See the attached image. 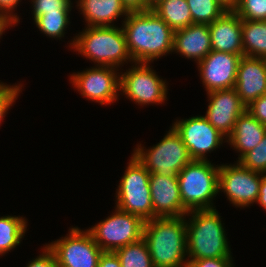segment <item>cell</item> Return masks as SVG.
I'll list each match as a JSON object with an SVG mask.
<instances>
[{
    "label": "cell",
    "instance_id": "1",
    "mask_svg": "<svg viewBox=\"0 0 266 267\" xmlns=\"http://www.w3.org/2000/svg\"><path fill=\"white\" fill-rule=\"evenodd\" d=\"M135 63H149L173 51L174 31L153 10L130 12L122 23Z\"/></svg>",
    "mask_w": 266,
    "mask_h": 267
},
{
    "label": "cell",
    "instance_id": "2",
    "mask_svg": "<svg viewBox=\"0 0 266 267\" xmlns=\"http://www.w3.org/2000/svg\"><path fill=\"white\" fill-rule=\"evenodd\" d=\"M143 239L154 267L188 265L185 216L155 217L145 221Z\"/></svg>",
    "mask_w": 266,
    "mask_h": 267
},
{
    "label": "cell",
    "instance_id": "3",
    "mask_svg": "<svg viewBox=\"0 0 266 267\" xmlns=\"http://www.w3.org/2000/svg\"><path fill=\"white\" fill-rule=\"evenodd\" d=\"M187 232V258H232L226 229L216 208L192 210L185 217Z\"/></svg>",
    "mask_w": 266,
    "mask_h": 267
},
{
    "label": "cell",
    "instance_id": "4",
    "mask_svg": "<svg viewBox=\"0 0 266 267\" xmlns=\"http://www.w3.org/2000/svg\"><path fill=\"white\" fill-rule=\"evenodd\" d=\"M71 40L69 48L93 61L95 66L118 69L125 63H134L127 48L122 26H86Z\"/></svg>",
    "mask_w": 266,
    "mask_h": 267
},
{
    "label": "cell",
    "instance_id": "5",
    "mask_svg": "<svg viewBox=\"0 0 266 267\" xmlns=\"http://www.w3.org/2000/svg\"><path fill=\"white\" fill-rule=\"evenodd\" d=\"M210 160H192L178 174L183 206L188 210L214 209L213 199L219 194V165Z\"/></svg>",
    "mask_w": 266,
    "mask_h": 267
},
{
    "label": "cell",
    "instance_id": "6",
    "mask_svg": "<svg viewBox=\"0 0 266 267\" xmlns=\"http://www.w3.org/2000/svg\"><path fill=\"white\" fill-rule=\"evenodd\" d=\"M116 189L115 207L139 216L143 221L154 218L150 194V172L132 154Z\"/></svg>",
    "mask_w": 266,
    "mask_h": 267
},
{
    "label": "cell",
    "instance_id": "7",
    "mask_svg": "<svg viewBox=\"0 0 266 267\" xmlns=\"http://www.w3.org/2000/svg\"><path fill=\"white\" fill-rule=\"evenodd\" d=\"M169 128L159 143L148 149L137 144L133 150L132 154L150 173L177 176L193 160L180 135L172 126Z\"/></svg>",
    "mask_w": 266,
    "mask_h": 267
},
{
    "label": "cell",
    "instance_id": "8",
    "mask_svg": "<svg viewBox=\"0 0 266 267\" xmlns=\"http://www.w3.org/2000/svg\"><path fill=\"white\" fill-rule=\"evenodd\" d=\"M144 223L139 216L116 207L110 216L86 230L103 251L114 252L143 238Z\"/></svg>",
    "mask_w": 266,
    "mask_h": 267
},
{
    "label": "cell",
    "instance_id": "9",
    "mask_svg": "<svg viewBox=\"0 0 266 267\" xmlns=\"http://www.w3.org/2000/svg\"><path fill=\"white\" fill-rule=\"evenodd\" d=\"M120 74V93L135 104L159 105L167 99L166 80L160 78L149 63L134 62L131 68Z\"/></svg>",
    "mask_w": 266,
    "mask_h": 267
},
{
    "label": "cell",
    "instance_id": "10",
    "mask_svg": "<svg viewBox=\"0 0 266 267\" xmlns=\"http://www.w3.org/2000/svg\"><path fill=\"white\" fill-rule=\"evenodd\" d=\"M48 247L53 251L59 267H98L103 253L91 234L79 227L70 228L69 234L52 241Z\"/></svg>",
    "mask_w": 266,
    "mask_h": 267
},
{
    "label": "cell",
    "instance_id": "11",
    "mask_svg": "<svg viewBox=\"0 0 266 267\" xmlns=\"http://www.w3.org/2000/svg\"><path fill=\"white\" fill-rule=\"evenodd\" d=\"M265 174L244 167L239 161L219 165V193L224 192L230 204L245 208L256 204L260 183Z\"/></svg>",
    "mask_w": 266,
    "mask_h": 267
},
{
    "label": "cell",
    "instance_id": "12",
    "mask_svg": "<svg viewBox=\"0 0 266 267\" xmlns=\"http://www.w3.org/2000/svg\"><path fill=\"white\" fill-rule=\"evenodd\" d=\"M119 69L108 66H93L82 72L72 73V85L85 99L101 105H111L119 99Z\"/></svg>",
    "mask_w": 266,
    "mask_h": 267
},
{
    "label": "cell",
    "instance_id": "13",
    "mask_svg": "<svg viewBox=\"0 0 266 267\" xmlns=\"http://www.w3.org/2000/svg\"><path fill=\"white\" fill-rule=\"evenodd\" d=\"M172 127L180 135L193 160L207 161L208 153L227 142V138L215 129L203 115L176 120Z\"/></svg>",
    "mask_w": 266,
    "mask_h": 267
},
{
    "label": "cell",
    "instance_id": "14",
    "mask_svg": "<svg viewBox=\"0 0 266 267\" xmlns=\"http://www.w3.org/2000/svg\"><path fill=\"white\" fill-rule=\"evenodd\" d=\"M241 57V55L212 50L197 64L207 93L235 87Z\"/></svg>",
    "mask_w": 266,
    "mask_h": 267
},
{
    "label": "cell",
    "instance_id": "15",
    "mask_svg": "<svg viewBox=\"0 0 266 267\" xmlns=\"http://www.w3.org/2000/svg\"><path fill=\"white\" fill-rule=\"evenodd\" d=\"M209 105L206 115L208 122L228 138L235 127L237 118L246 111L235 88L215 90L207 93Z\"/></svg>",
    "mask_w": 266,
    "mask_h": 267
},
{
    "label": "cell",
    "instance_id": "16",
    "mask_svg": "<svg viewBox=\"0 0 266 267\" xmlns=\"http://www.w3.org/2000/svg\"><path fill=\"white\" fill-rule=\"evenodd\" d=\"M149 184L154 218L185 216L189 212L183 206L177 176L150 173Z\"/></svg>",
    "mask_w": 266,
    "mask_h": 267
},
{
    "label": "cell",
    "instance_id": "17",
    "mask_svg": "<svg viewBox=\"0 0 266 267\" xmlns=\"http://www.w3.org/2000/svg\"><path fill=\"white\" fill-rule=\"evenodd\" d=\"M234 88L246 107L264 95L266 93V59L242 56Z\"/></svg>",
    "mask_w": 266,
    "mask_h": 267
},
{
    "label": "cell",
    "instance_id": "18",
    "mask_svg": "<svg viewBox=\"0 0 266 267\" xmlns=\"http://www.w3.org/2000/svg\"><path fill=\"white\" fill-rule=\"evenodd\" d=\"M211 49L244 56L242 19L234 11H226L209 24Z\"/></svg>",
    "mask_w": 266,
    "mask_h": 267
},
{
    "label": "cell",
    "instance_id": "19",
    "mask_svg": "<svg viewBox=\"0 0 266 267\" xmlns=\"http://www.w3.org/2000/svg\"><path fill=\"white\" fill-rule=\"evenodd\" d=\"M211 51V36L208 24H191L174 31L172 52L190 60L194 59L198 64Z\"/></svg>",
    "mask_w": 266,
    "mask_h": 267
},
{
    "label": "cell",
    "instance_id": "20",
    "mask_svg": "<svg viewBox=\"0 0 266 267\" xmlns=\"http://www.w3.org/2000/svg\"><path fill=\"white\" fill-rule=\"evenodd\" d=\"M76 7L83 14L87 27L116 26L117 18L130 13L121 0H77ZM113 23V24H112Z\"/></svg>",
    "mask_w": 266,
    "mask_h": 267
},
{
    "label": "cell",
    "instance_id": "21",
    "mask_svg": "<svg viewBox=\"0 0 266 267\" xmlns=\"http://www.w3.org/2000/svg\"><path fill=\"white\" fill-rule=\"evenodd\" d=\"M266 133V126L260 123L247 110L235 122L232 134L227 138V143L239 152V161L247 152L253 150Z\"/></svg>",
    "mask_w": 266,
    "mask_h": 267
},
{
    "label": "cell",
    "instance_id": "22",
    "mask_svg": "<svg viewBox=\"0 0 266 267\" xmlns=\"http://www.w3.org/2000/svg\"><path fill=\"white\" fill-rule=\"evenodd\" d=\"M242 45L244 56L266 59V20L242 19Z\"/></svg>",
    "mask_w": 266,
    "mask_h": 267
},
{
    "label": "cell",
    "instance_id": "23",
    "mask_svg": "<svg viewBox=\"0 0 266 267\" xmlns=\"http://www.w3.org/2000/svg\"><path fill=\"white\" fill-rule=\"evenodd\" d=\"M173 30L193 24L186 0H163L152 9Z\"/></svg>",
    "mask_w": 266,
    "mask_h": 267
},
{
    "label": "cell",
    "instance_id": "24",
    "mask_svg": "<svg viewBox=\"0 0 266 267\" xmlns=\"http://www.w3.org/2000/svg\"><path fill=\"white\" fill-rule=\"evenodd\" d=\"M27 220L19 216H0V257L16 248L24 238Z\"/></svg>",
    "mask_w": 266,
    "mask_h": 267
},
{
    "label": "cell",
    "instance_id": "25",
    "mask_svg": "<svg viewBox=\"0 0 266 267\" xmlns=\"http://www.w3.org/2000/svg\"><path fill=\"white\" fill-rule=\"evenodd\" d=\"M121 267H154L148 246L143 238L114 251Z\"/></svg>",
    "mask_w": 266,
    "mask_h": 267
},
{
    "label": "cell",
    "instance_id": "26",
    "mask_svg": "<svg viewBox=\"0 0 266 267\" xmlns=\"http://www.w3.org/2000/svg\"><path fill=\"white\" fill-rule=\"evenodd\" d=\"M71 12L44 13L38 16L34 23L36 27L49 38L61 39L65 36V31L69 28Z\"/></svg>",
    "mask_w": 266,
    "mask_h": 267
},
{
    "label": "cell",
    "instance_id": "27",
    "mask_svg": "<svg viewBox=\"0 0 266 267\" xmlns=\"http://www.w3.org/2000/svg\"><path fill=\"white\" fill-rule=\"evenodd\" d=\"M193 24H211L227 10L216 0H186Z\"/></svg>",
    "mask_w": 266,
    "mask_h": 267
},
{
    "label": "cell",
    "instance_id": "28",
    "mask_svg": "<svg viewBox=\"0 0 266 267\" xmlns=\"http://www.w3.org/2000/svg\"><path fill=\"white\" fill-rule=\"evenodd\" d=\"M234 12L243 20H266V0H239Z\"/></svg>",
    "mask_w": 266,
    "mask_h": 267
},
{
    "label": "cell",
    "instance_id": "29",
    "mask_svg": "<svg viewBox=\"0 0 266 267\" xmlns=\"http://www.w3.org/2000/svg\"><path fill=\"white\" fill-rule=\"evenodd\" d=\"M239 162L247 169L266 175V133L262 141L253 150L247 152Z\"/></svg>",
    "mask_w": 266,
    "mask_h": 267
},
{
    "label": "cell",
    "instance_id": "30",
    "mask_svg": "<svg viewBox=\"0 0 266 267\" xmlns=\"http://www.w3.org/2000/svg\"><path fill=\"white\" fill-rule=\"evenodd\" d=\"M72 0H31L33 20L44 13L70 12Z\"/></svg>",
    "mask_w": 266,
    "mask_h": 267
},
{
    "label": "cell",
    "instance_id": "31",
    "mask_svg": "<svg viewBox=\"0 0 266 267\" xmlns=\"http://www.w3.org/2000/svg\"><path fill=\"white\" fill-rule=\"evenodd\" d=\"M23 85L21 83L15 85H7L6 83L0 88V125L4 117L8 113L11 106L22 92Z\"/></svg>",
    "mask_w": 266,
    "mask_h": 267
},
{
    "label": "cell",
    "instance_id": "32",
    "mask_svg": "<svg viewBox=\"0 0 266 267\" xmlns=\"http://www.w3.org/2000/svg\"><path fill=\"white\" fill-rule=\"evenodd\" d=\"M42 254L29 261L26 267H59L53 251L46 244Z\"/></svg>",
    "mask_w": 266,
    "mask_h": 267
},
{
    "label": "cell",
    "instance_id": "33",
    "mask_svg": "<svg viewBox=\"0 0 266 267\" xmlns=\"http://www.w3.org/2000/svg\"><path fill=\"white\" fill-rule=\"evenodd\" d=\"M189 267H234L232 258H204L188 260Z\"/></svg>",
    "mask_w": 266,
    "mask_h": 267
},
{
    "label": "cell",
    "instance_id": "34",
    "mask_svg": "<svg viewBox=\"0 0 266 267\" xmlns=\"http://www.w3.org/2000/svg\"><path fill=\"white\" fill-rule=\"evenodd\" d=\"M246 110L266 126V93L247 106Z\"/></svg>",
    "mask_w": 266,
    "mask_h": 267
},
{
    "label": "cell",
    "instance_id": "35",
    "mask_svg": "<svg viewBox=\"0 0 266 267\" xmlns=\"http://www.w3.org/2000/svg\"><path fill=\"white\" fill-rule=\"evenodd\" d=\"M21 0H0V13L8 16L16 24L19 23V16L14 14V9H17V5L20 4Z\"/></svg>",
    "mask_w": 266,
    "mask_h": 267
},
{
    "label": "cell",
    "instance_id": "36",
    "mask_svg": "<svg viewBox=\"0 0 266 267\" xmlns=\"http://www.w3.org/2000/svg\"><path fill=\"white\" fill-rule=\"evenodd\" d=\"M98 267H121V264L115 252L103 251L99 258Z\"/></svg>",
    "mask_w": 266,
    "mask_h": 267
},
{
    "label": "cell",
    "instance_id": "37",
    "mask_svg": "<svg viewBox=\"0 0 266 267\" xmlns=\"http://www.w3.org/2000/svg\"><path fill=\"white\" fill-rule=\"evenodd\" d=\"M129 12L146 11V0H121Z\"/></svg>",
    "mask_w": 266,
    "mask_h": 267
},
{
    "label": "cell",
    "instance_id": "38",
    "mask_svg": "<svg viewBox=\"0 0 266 267\" xmlns=\"http://www.w3.org/2000/svg\"><path fill=\"white\" fill-rule=\"evenodd\" d=\"M257 203L259 206L263 207L264 210H266V175H264L260 183L259 196L256 204Z\"/></svg>",
    "mask_w": 266,
    "mask_h": 267
},
{
    "label": "cell",
    "instance_id": "39",
    "mask_svg": "<svg viewBox=\"0 0 266 267\" xmlns=\"http://www.w3.org/2000/svg\"><path fill=\"white\" fill-rule=\"evenodd\" d=\"M17 24L15 22H13L8 16L0 13V38L2 37L1 35H3V33L5 32V30L8 29V27H14Z\"/></svg>",
    "mask_w": 266,
    "mask_h": 267
},
{
    "label": "cell",
    "instance_id": "40",
    "mask_svg": "<svg viewBox=\"0 0 266 267\" xmlns=\"http://www.w3.org/2000/svg\"><path fill=\"white\" fill-rule=\"evenodd\" d=\"M221 4L227 11H234L239 0H216Z\"/></svg>",
    "mask_w": 266,
    "mask_h": 267
},
{
    "label": "cell",
    "instance_id": "41",
    "mask_svg": "<svg viewBox=\"0 0 266 267\" xmlns=\"http://www.w3.org/2000/svg\"><path fill=\"white\" fill-rule=\"evenodd\" d=\"M161 1H163V0H146V11L152 10Z\"/></svg>",
    "mask_w": 266,
    "mask_h": 267
}]
</instances>
